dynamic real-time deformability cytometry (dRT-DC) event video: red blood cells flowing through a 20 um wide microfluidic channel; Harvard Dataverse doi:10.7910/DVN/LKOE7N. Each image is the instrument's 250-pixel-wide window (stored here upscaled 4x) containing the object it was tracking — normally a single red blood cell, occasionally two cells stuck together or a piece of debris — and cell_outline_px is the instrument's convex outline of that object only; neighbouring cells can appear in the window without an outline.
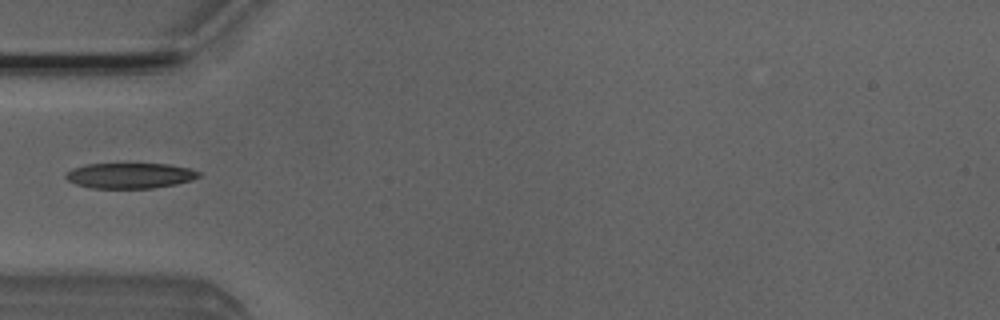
{"species": "Egyptian fruit bat (a non-hibernating species)", "species_latin": "Rousettus aegyptiacus", "temperature_condition": "room temperature", "stored_images_in_passage": 34, "camera_frame_rate_fps": 3000, "um_per_image_px": 0.085, "animal": {"sex": "male"}, "frame": {"image": 1, "passage_image": 1, "time_ms": 0.0, "image_size_px": [1000, 320], "cell_outline_px": [[200, 176], [192, 180], [176, 184], [152, 188], [92, 188], [76, 184], [68, 180], [64, 176], [64, 172], [72, 168], [84, 164], [168, 164], [192, 168], [200, 172]], "centroid_in_image_um": [11.04, 14.92], "position_along_channel_um": 74.0, "area_um2": 19.88}}
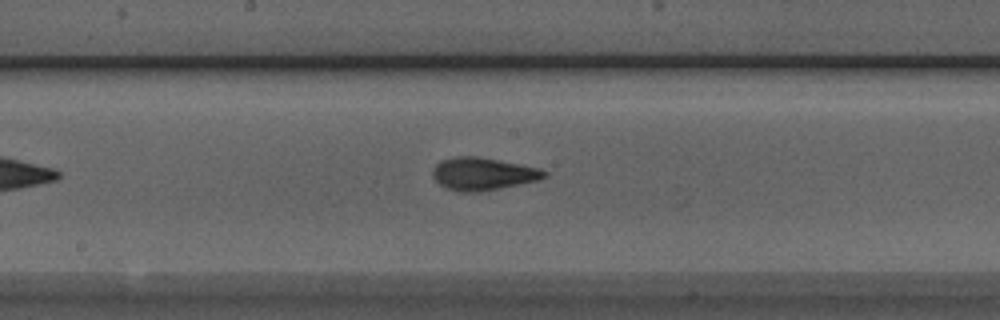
{"frame": {"image": 2, "passage_image": 11, "time_ms": 3.333, "image_size_px": [1000, 320], "cell_outline_px": [[548, 176], [540, 180], [480, 192], [460, 192], [444, 188], [432, 176], [432, 172], [436, 164], [440, 160], [456, 156], [476, 156], [520, 164], [540, 168], [548, 172]], "centroid_in_image_um": [41.06, 14.78], "position_along_channel_um": 207.1, "area_um2": 21.39}}
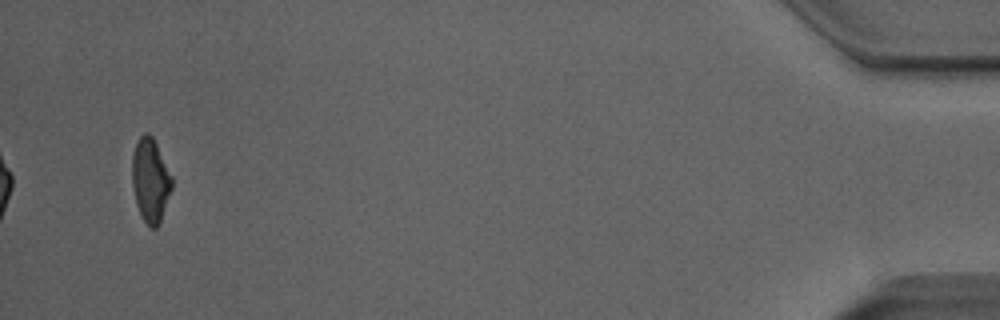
{"frame": {"image": 3, "passage_image": 34, "time_ms": 11.0, "image_size_px": [1000, 320], "cell_outline_px": [[172, 188], [160, 224], [156, 228], [148, 228], [136, 204], [132, 184], [132, 156], [136, 144], [140, 136], [144, 132], [148, 132], [152, 136], [172, 176]], "centroid_in_image_um": [12.79, 15.35], "position_along_channel_um": 422.4, "area_um2": 19.42}}